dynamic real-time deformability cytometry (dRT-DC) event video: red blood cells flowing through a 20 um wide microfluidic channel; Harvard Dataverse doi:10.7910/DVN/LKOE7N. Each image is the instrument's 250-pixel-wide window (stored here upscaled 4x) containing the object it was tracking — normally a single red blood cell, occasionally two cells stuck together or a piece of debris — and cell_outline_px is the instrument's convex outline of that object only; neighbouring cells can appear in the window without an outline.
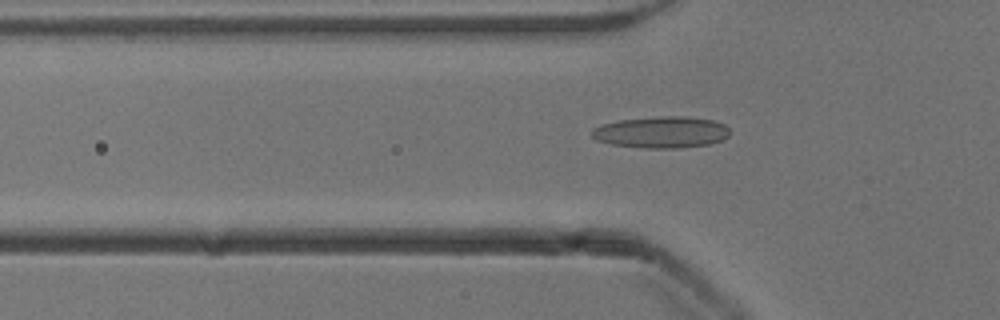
{"species": "common noctule bat (a hibernating species)", "species_latin": "Nyctalus noctula", "temperature_condition": "cold", "stored_images_in_passage": 48, "camera_frame_rate_fps": 3000, "um_per_image_px": 0.085, "animal": {"sex": "male", "body_mass_g": 13.3}, "frame": {"image": 1, "passage_image": 17, "time_ms": 5.333, "image_size_px": [1000, 320], "cell_outline_px": [[728, 136], [720, 140], [708, 144], [676, 148], [644, 148], [612, 144], [596, 140], [592, 136], [592, 128], [604, 124], [620, 120], [660, 116], [688, 116], [712, 120], [724, 124], [728, 128]], "centroid_in_image_um": [56.21, 11.23], "position_along_channel_um": 69.6, "area_um2": 25.14}}
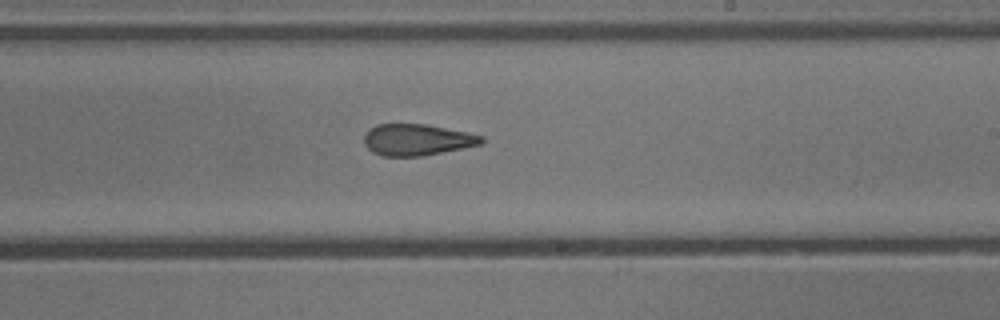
{"frame": {"image": 2, "passage_image": 31, "time_ms": 10.0, "image_size_px": [1000, 320], "cell_outline_px": [[484, 140], [480, 144], [420, 156], [384, 156], [372, 152], [364, 144], [364, 136], [376, 124], [424, 124], [468, 132], [484, 136]], "centroid_in_image_um": [35.43, 11.87], "position_along_channel_um": 253.6, "area_um2": 21.15}}
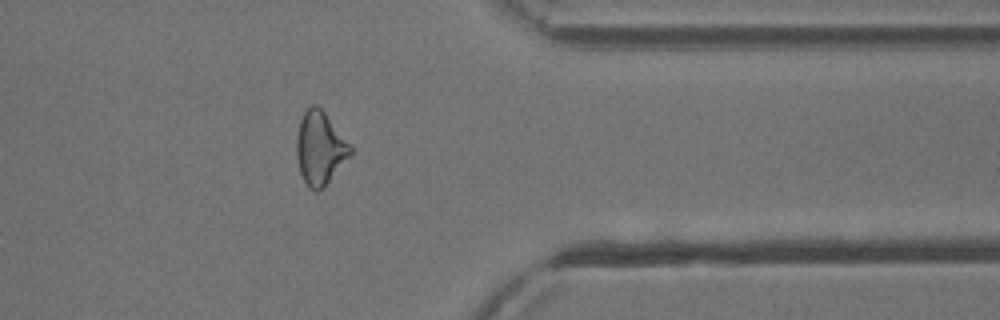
{"frame": {"image": 3, "passage_image": 42, "time_ms": 13.667, "image_size_px": [1000, 320], "cell_outline_px": [[352, 152], [328, 180], [316, 192], [308, 188], [300, 172], [296, 156], [296, 140], [300, 120], [304, 112], [312, 104], [316, 104], [324, 112], [352, 144]], "centroid_in_image_um": [27.18, 12.55], "position_along_channel_um": 384.2, "area_um2": 22.54}, "authors_computed_cell_mechanics": {"area_um2": 22.7732, "velocity_mm_per_s": 3.922, "shape_relaxation_time_tau1_ms": 7.9861, "shape_relaxation_time_tau2_ms": 2.5769, "deformation_change_tau1": 0.1726, "deformation_change_tau2": 0.1235}}